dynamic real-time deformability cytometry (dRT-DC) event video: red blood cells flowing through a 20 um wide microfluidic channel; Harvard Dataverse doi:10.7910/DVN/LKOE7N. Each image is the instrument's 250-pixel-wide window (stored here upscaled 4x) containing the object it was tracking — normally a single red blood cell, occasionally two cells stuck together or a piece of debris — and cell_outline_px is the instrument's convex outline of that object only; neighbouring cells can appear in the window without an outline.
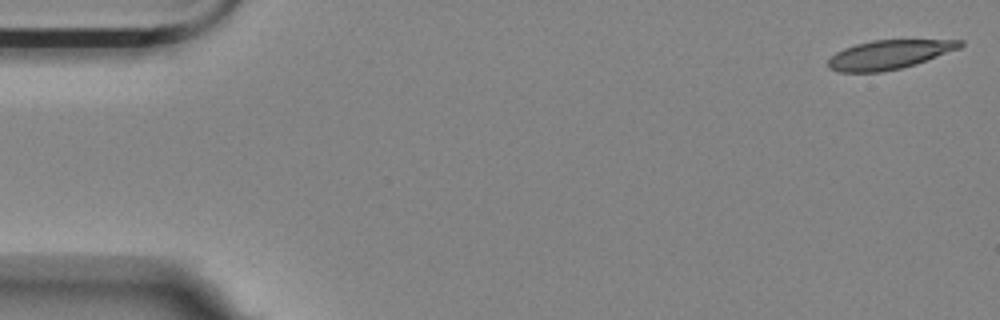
{"species": "Egyptian fruit bat (a non-hibernating species)", "species_latin": "Rousettus aegyptiacus", "temperature_condition": "room temperature", "stored_images_in_passage": 53, "camera_frame_rate_fps": 3000, "um_per_image_px": 0.085, "animal": {"sex": "female"}, "frame": {"image": 1, "passage_image": 1, "time_ms": 0.0, "image_size_px": [1000, 320], "cell_outline_px": [[964, 44], [960, 48], [916, 64], [900, 68], [880, 72], [840, 72], [828, 68], [828, 60], [836, 52], [844, 48], [856, 44], [872, 40], [964, 40]], "centroid_in_image_um": [75.57, 4.64], "position_along_channel_um": 9.4, "area_um2": 22.2}}
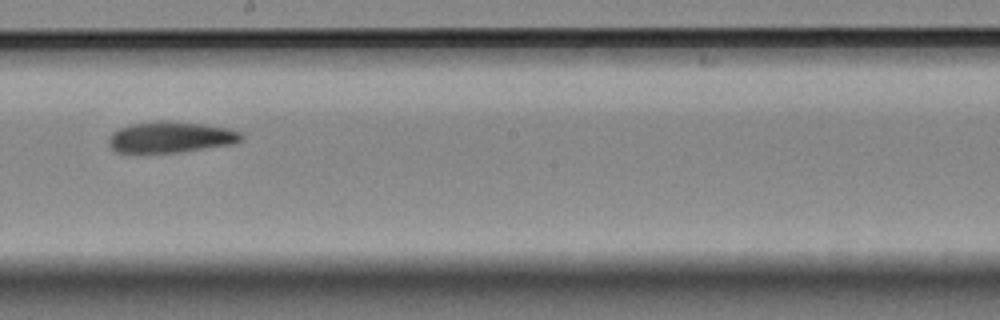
{"frame": {"image": 2, "passage_image": 31, "time_ms": 10.0, "image_size_px": [1000, 320], "cell_outline_px": [[244, 140], [232, 144], [180, 152], [116, 152], [108, 144], [108, 136], [120, 128], [132, 124], [156, 120], [168, 120], [204, 124], [228, 128], [240, 132], [244, 136]], "centroid_in_image_um": [14.53, 11.64], "position_along_channel_um": 233.7, "area_um2": 24.1}}
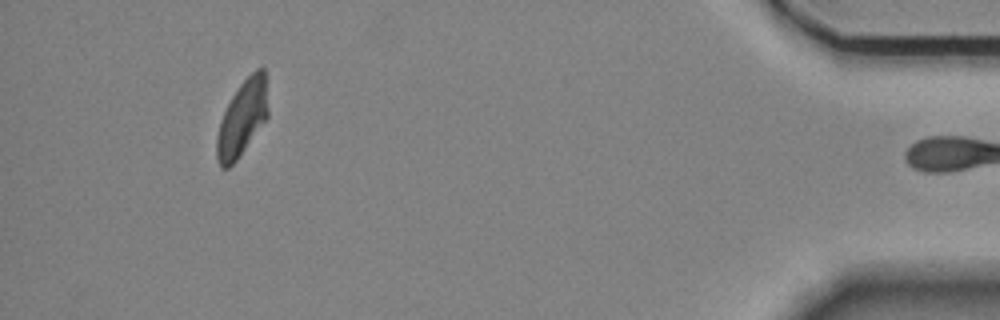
{"frame": {"image": 3, "passage_image": 52, "time_ms": 17.0, "image_size_px": [1000, 320], "cell_outline_px": [[268, 116], [236, 160], [228, 168], [220, 168], [216, 160], [216, 136], [220, 120], [232, 96], [240, 84], [256, 68], [264, 68], [268, 108]], "centroid_in_image_um": [20.56, 10.06], "position_along_channel_um": 414.6, "area_um2": 22.31}, "authors_computed_cell_mechanics": {"area_um2": 23.8714, "velocity_mm_per_s": 3.5183, "shape_relaxation_time_tau1_ms": 7.2145, "shape_relaxation_time_tau2_ms": 4.4805, "deformation_change_tau1": 0.1892, "deformation_change_tau2": 0.1026}}